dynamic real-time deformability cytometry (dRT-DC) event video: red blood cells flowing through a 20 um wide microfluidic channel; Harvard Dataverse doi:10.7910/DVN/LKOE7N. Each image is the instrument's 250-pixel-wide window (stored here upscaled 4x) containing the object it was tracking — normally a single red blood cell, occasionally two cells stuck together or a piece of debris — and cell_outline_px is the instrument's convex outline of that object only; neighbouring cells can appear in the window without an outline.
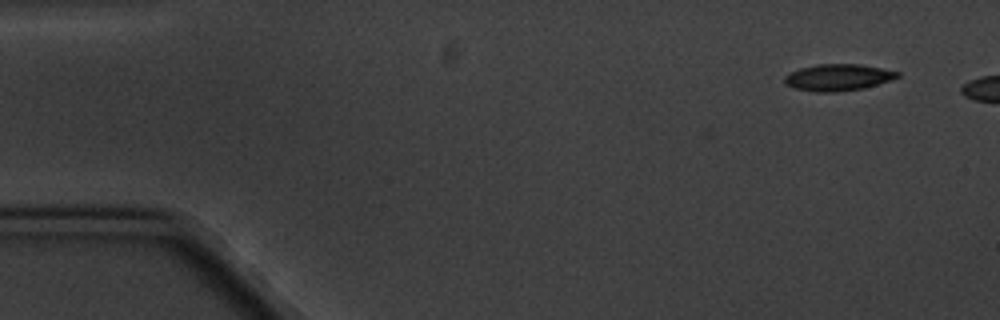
{"species": "common noctule bat (a hibernating species)", "species_latin": "Nyctalus noctula", "temperature_condition": "cold", "stored_images_in_passage": 4, "camera_frame_rate_fps": 3000, "um_per_image_px": 0.085, "animal": {"sex": "male", "body_mass_g": 20.1, "forearm_length_mm": 53.5}, "frame": {"image": 1, "passage_image": 1, "time_ms": 0.0, "image_size_px": [1000, 320], "cell_outline_px": [[900, 76], [864, 88], [836, 92], [816, 92], [796, 88], [788, 84], [784, 80], [784, 76], [800, 68], [816, 64], [860, 64], [900, 72]], "centroid_in_image_um": [71.23, 6.57], "position_along_channel_um": 13.8, "area_um2": 17.22}}